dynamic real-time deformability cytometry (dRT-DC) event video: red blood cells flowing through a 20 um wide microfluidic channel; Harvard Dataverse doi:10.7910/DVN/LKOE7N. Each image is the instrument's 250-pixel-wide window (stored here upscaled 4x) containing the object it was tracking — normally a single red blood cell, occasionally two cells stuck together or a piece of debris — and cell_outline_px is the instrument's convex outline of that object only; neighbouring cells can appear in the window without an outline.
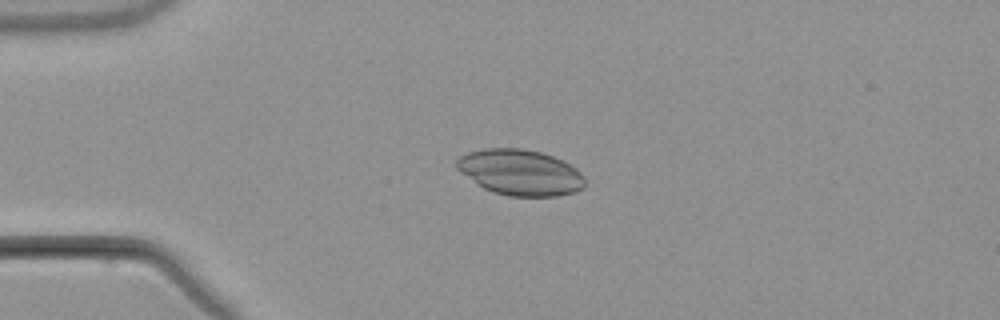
{"species": "common noctule bat (a hibernating species)", "species_latin": "Nyctalus noctula", "temperature_condition": "warm", "stored_images_in_passage": 7, "camera_frame_rate_fps": 3000, "um_per_image_px": 0.085, "animal": {"sex": "male", "body_mass_g": 21.5, "forearm_length_mm": 52.0}, "frame": {"image": 1, "passage_image": 2, "time_ms": 1.667, "image_size_px": [1000, 320], "cell_outline_px": [[584, 188], [576, 192], [560, 196], [508, 196], [492, 192], [476, 184], [460, 172], [456, 168], [456, 160], [460, 156], [468, 152], [484, 148], [524, 148], [540, 152], [552, 156], [576, 168], [584, 176]], "centroid_in_image_um": [44.2, 14.66], "position_along_channel_um": 40.8, "area_um2": 34.39}}
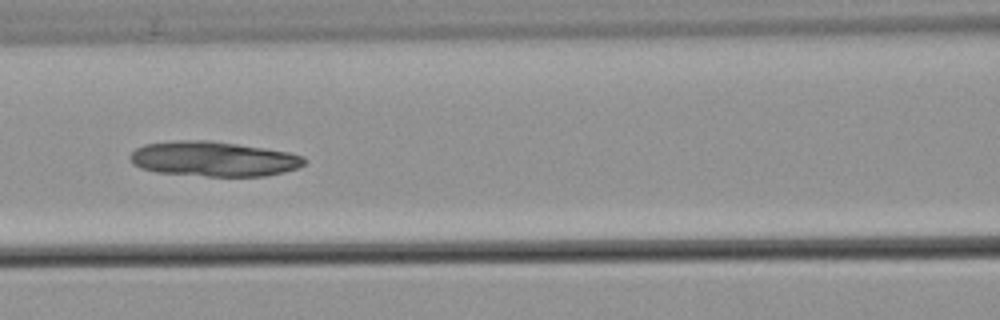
{"frame": {"image": 2, "passage_image": 5, "time_ms": 5.333, "image_size_px": [1000, 320], "cell_outline_px": [[308, 160], [304, 164], [296, 168], [284, 172], [264, 176], [204, 176], [156, 172], [140, 168], [132, 164], [128, 156], [136, 148], [144, 144], [180, 140], [208, 140], [264, 148], [288, 152], [304, 156]], "centroid_in_image_um": [18.13, 13.51], "position_along_channel_um": 148.5, "area_um2": 35.55}}